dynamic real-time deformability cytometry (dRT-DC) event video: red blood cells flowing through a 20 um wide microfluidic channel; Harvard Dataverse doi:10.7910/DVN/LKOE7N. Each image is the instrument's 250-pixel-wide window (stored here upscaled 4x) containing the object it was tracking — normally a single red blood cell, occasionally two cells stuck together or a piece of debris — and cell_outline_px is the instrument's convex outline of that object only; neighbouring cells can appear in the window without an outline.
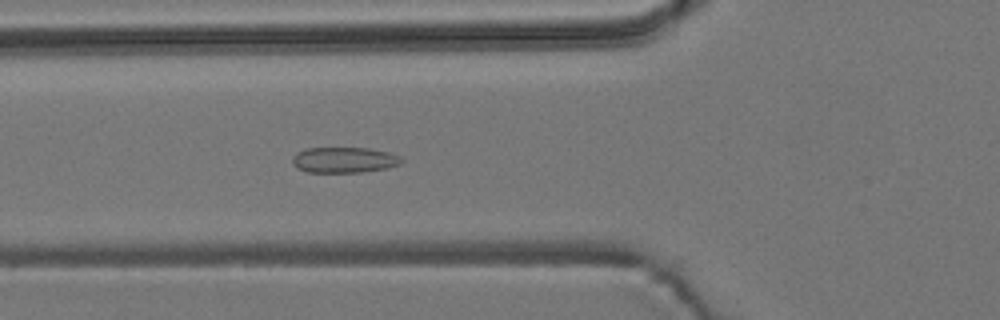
{"species": "common noctule bat (a hibernating species)", "species_latin": "Nyctalus noctula", "temperature_condition": "room temperature", "stored_images_in_passage": 7, "camera_frame_rate_fps": 3000, "um_per_image_px": 0.085, "animal": {"sex": "male", "body_mass_g": 19.2, "forearm_length_mm": 51.8}, "frame": {"image": 1, "passage_image": 7, "time_ms": 2.0, "image_size_px": [1000, 320], "cell_outline_px": [[404, 160], [400, 164], [388, 168], [360, 172], [308, 172], [296, 168], [292, 164], [292, 156], [296, 152], [304, 148], [368, 148], [388, 152], [400, 156]], "centroid_in_image_um": [29.22, 13.59], "position_along_channel_um": 96.6, "area_um2": 16.47}}